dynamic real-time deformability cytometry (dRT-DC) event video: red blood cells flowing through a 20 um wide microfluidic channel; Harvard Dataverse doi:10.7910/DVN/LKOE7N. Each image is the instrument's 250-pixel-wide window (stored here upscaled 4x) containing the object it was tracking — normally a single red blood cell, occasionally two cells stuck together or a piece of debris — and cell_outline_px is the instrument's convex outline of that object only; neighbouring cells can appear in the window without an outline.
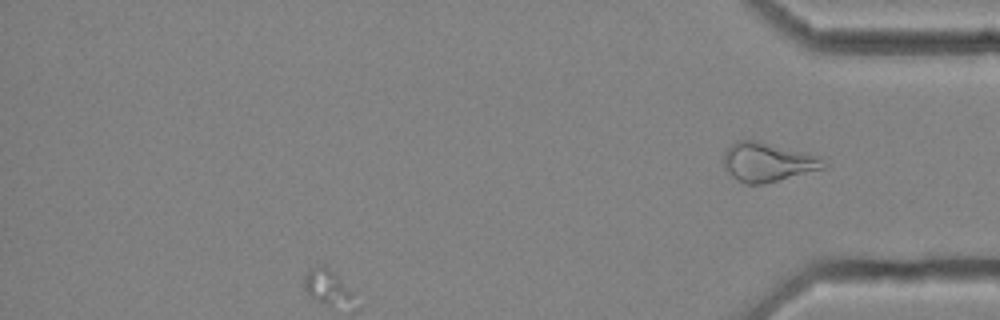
{"species": "common noctule bat (a hibernating species)", "species_latin": "Nyctalus noctula", "temperature_condition": "cold", "stored_images_in_passage": 32, "camera_frame_rate_fps": 3000, "um_per_image_px": 0.085, "animal": {"sex": "female", "body_mass_g": 25.1}, "frame": {"image": 1, "passage_image": 32, "time_ms": 10.333, "image_size_px": [1000, 320], "cell_outline_px": [[828, 164], [824, 168], [764, 184], [744, 184], [736, 180], [724, 168], [724, 152], [736, 140], [760, 140], [820, 156]], "centroid_in_image_um": [65.25, 13.77], "position_along_channel_um": 370.0, "area_um2": 22.95}, "authors_computed_cell_mechanics": {"area_um2": 19.4786, "velocity_mm_per_s": 3.5641, "shape_relaxation_time_tau1_ms": null, "shape_relaxation_time_tau2_ms": 4.7847, "deformation_change_tau1": null, "deformation_change_tau2": 0.1499}}